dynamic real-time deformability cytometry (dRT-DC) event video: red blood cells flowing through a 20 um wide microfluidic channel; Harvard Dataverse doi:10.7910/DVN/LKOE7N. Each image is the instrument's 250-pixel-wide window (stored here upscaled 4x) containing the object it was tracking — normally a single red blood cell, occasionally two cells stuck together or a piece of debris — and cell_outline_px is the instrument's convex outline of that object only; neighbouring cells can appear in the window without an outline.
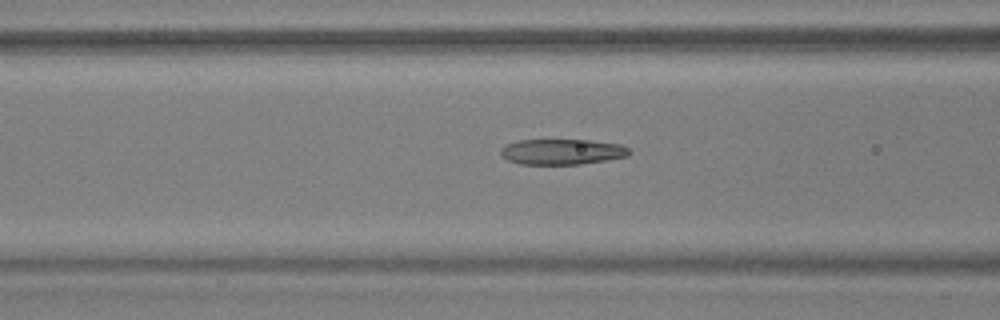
{"species": "common noctule bat (a hibernating species)", "species_latin": "Nyctalus noctula", "temperature_condition": "warm", "stored_images_in_passage": 56, "camera_frame_rate_fps": 3000, "um_per_image_px": 0.085, "animal": {"sex": "male", "body_mass_g": 17.9, "forearm_length_mm": 54.2}, "frame": {"image": 1, "passage_image": 23, "time_ms": 7.333, "image_size_px": [1000, 320], "cell_outline_px": [[632, 152], [628, 156], [580, 164], [520, 164], [508, 160], [500, 156], [500, 148], [508, 144], [520, 140], [592, 140], [620, 144], [628, 148]], "centroid_in_image_um": [47.77, 12.9], "position_along_channel_um": 118.8, "area_um2": 19.13}}
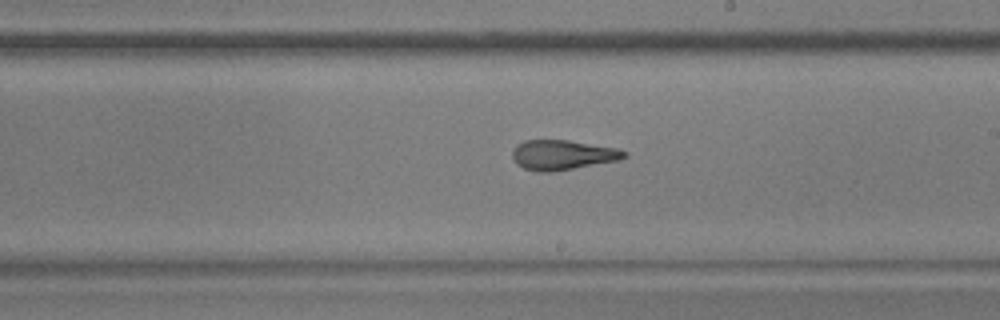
{"frame": {"image": 2, "passage_image": 33, "time_ms": 10.667, "image_size_px": [1000, 320], "cell_outline_px": [[628, 156], [620, 160], [552, 172], [536, 172], [524, 168], [516, 164], [512, 160], [512, 152], [516, 144], [524, 140], [568, 140], [616, 148], [628, 152]], "centroid_in_image_um": [47.79, 13.17], "position_along_channel_um": 241.2, "area_um2": 19.65}}
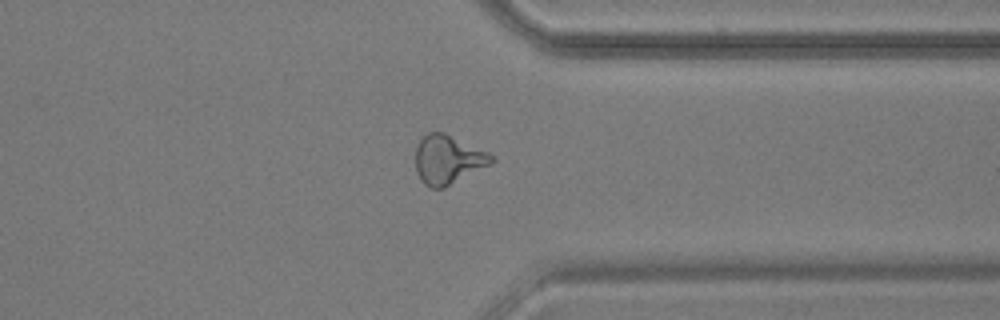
{"frame": {"image": 3, "passage_image": 44, "time_ms": 14.333, "image_size_px": [1000, 320], "cell_outline_px": [[496, 160], [492, 164], [444, 188], [432, 188], [424, 184], [420, 180], [416, 172], [416, 144], [428, 132], [444, 132], [488, 152], [496, 156]], "centroid_in_image_um": [38.09, 13.57], "position_along_channel_um": 373.3, "area_um2": 21.85}}